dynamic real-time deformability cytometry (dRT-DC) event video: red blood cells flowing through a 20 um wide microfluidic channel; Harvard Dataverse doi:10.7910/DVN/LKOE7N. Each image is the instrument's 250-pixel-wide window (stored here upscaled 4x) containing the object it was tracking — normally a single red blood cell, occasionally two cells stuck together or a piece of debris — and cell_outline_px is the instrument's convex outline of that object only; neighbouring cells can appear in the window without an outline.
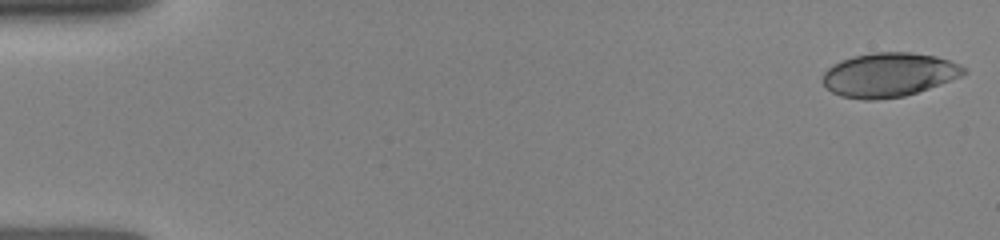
{"species": "human", "species_latin": "Homo sapiens", "temperature_condition": "room temperature", "stored_images_in_passage": 8, "camera_frame_rate_fps": 3000, "um_per_image_px": 0.085, "donor": {"sex": "female"}, "frame": {"image": 1, "passage_image": 1, "time_ms": 0.0, "image_size_px": [1000, 240], "cell_outline_px": [[968, 72], [960, 76], [940, 84], [904, 96], [876, 100], [864, 100], [840, 96], [832, 92], [824, 84], [824, 72], [832, 64], [840, 60], [852, 56], [876, 52], [912, 52], [936, 56], [960, 64]], "centroid_in_image_um": [75.54, 6.35], "position_along_channel_um": 9.5, "area_um2": 36.13}}
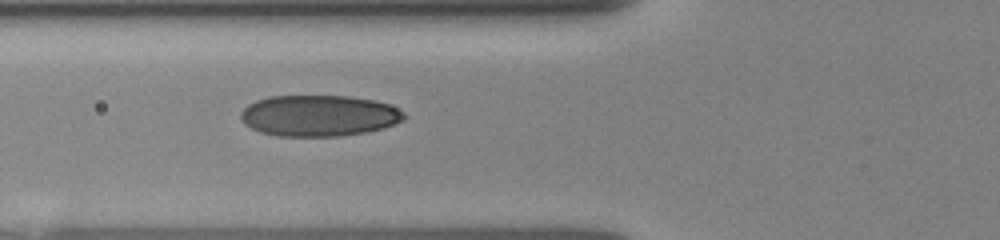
{"frame": {"image": 2, "passage_image": 6, "time_ms": 5.667, "image_size_px": [1000, 240], "cell_outline_px": [[408, 116], [404, 120], [384, 128], [368, 132], [340, 136], [276, 136], [260, 132], [244, 124], [240, 116], [240, 112], [248, 104], [256, 100], [268, 96], [348, 96], [376, 100], [388, 104], [404, 112]], "centroid_in_image_um": [27.12, 9.83], "position_along_channel_um": 98.7, "area_um2": 39.54}}
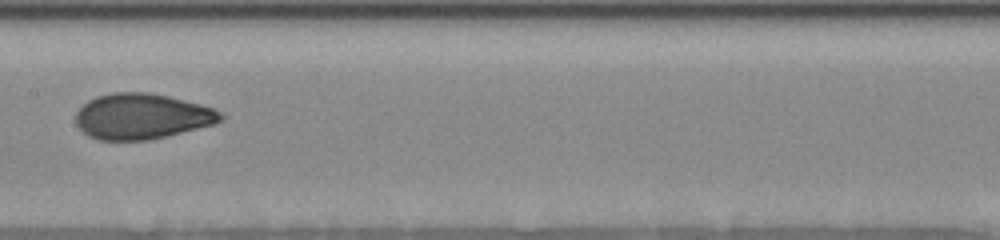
{"frame": {"image": 3, "passage_image": 8, "time_ms": 8.0, "image_size_px": [1000, 240], "cell_outline_px": [[224, 120], [216, 124], [168, 136], [148, 140], [100, 140], [88, 136], [76, 124], [76, 112], [88, 100], [96, 96], [112, 92], [148, 92], [168, 96], [200, 104], [212, 108], [220, 112], [224, 116]], "centroid_in_image_um": [12.07, 9.89], "position_along_channel_um": 195.3, "area_um2": 38.67}}